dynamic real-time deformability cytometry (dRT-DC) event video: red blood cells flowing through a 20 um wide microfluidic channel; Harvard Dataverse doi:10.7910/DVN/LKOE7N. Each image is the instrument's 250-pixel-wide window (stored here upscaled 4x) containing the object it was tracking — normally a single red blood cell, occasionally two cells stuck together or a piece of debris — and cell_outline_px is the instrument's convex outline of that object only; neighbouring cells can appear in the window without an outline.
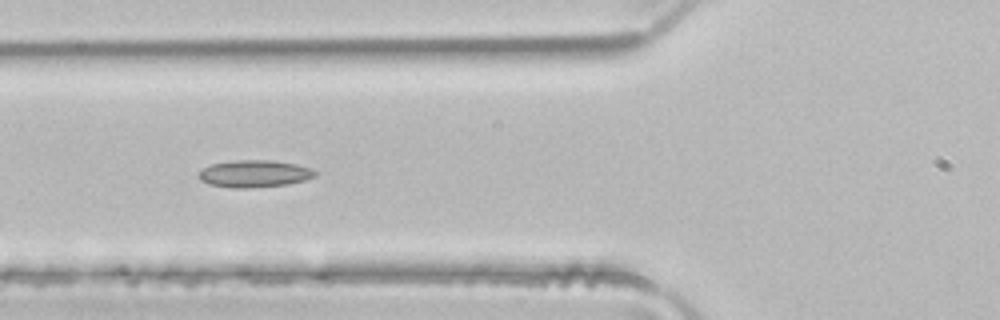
{"species": "common noctule bat (a hibernating species)", "species_latin": "Nyctalus noctula", "temperature_condition": "room temperature", "stored_images_in_passage": 6, "camera_frame_rate_fps": 3000, "um_per_image_px": 0.085, "animal": {"sex": "male", "body_mass_g": 21.5, "forearm_length_mm": 52.0}, "frame": {"image": 1, "passage_image": 5, "time_ms": 1.333, "image_size_px": [1000, 320], "cell_outline_px": [[316, 176], [304, 180], [288, 184], [248, 188], [232, 188], [208, 184], [200, 180], [200, 172], [204, 168], [212, 164], [236, 160], [268, 160], [296, 164], [312, 168], [316, 172]], "centroid_in_image_um": [21.64, 14.77], "position_along_channel_um": 104.2, "area_um2": 18.26}}
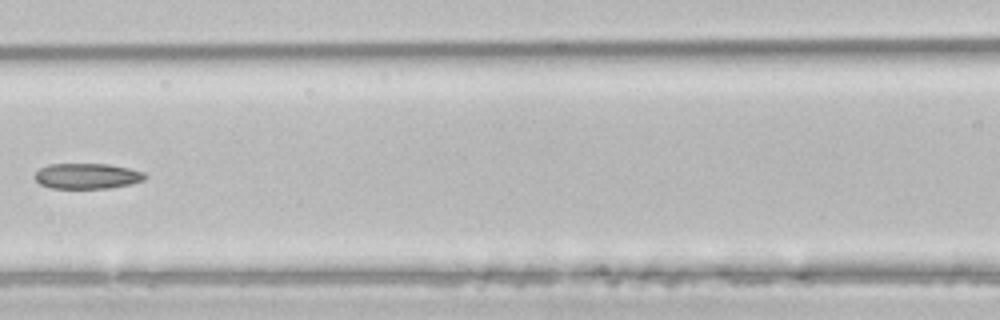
{"frame": {"image": 2, "passage_image": 6, "time_ms": 1.667, "image_size_px": [1000, 320], "cell_outline_px": [[148, 176], [144, 180], [132, 184], [108, 188], [52, 188], [40, 184], [32, 176], [40, 168], [48, 164], [108, 164], [128, 168], [144, 172]], "centroid_in_image_um": [7.41, 14.96], "position_along_channel_um": 159.2, "area_um2": 16.47}}